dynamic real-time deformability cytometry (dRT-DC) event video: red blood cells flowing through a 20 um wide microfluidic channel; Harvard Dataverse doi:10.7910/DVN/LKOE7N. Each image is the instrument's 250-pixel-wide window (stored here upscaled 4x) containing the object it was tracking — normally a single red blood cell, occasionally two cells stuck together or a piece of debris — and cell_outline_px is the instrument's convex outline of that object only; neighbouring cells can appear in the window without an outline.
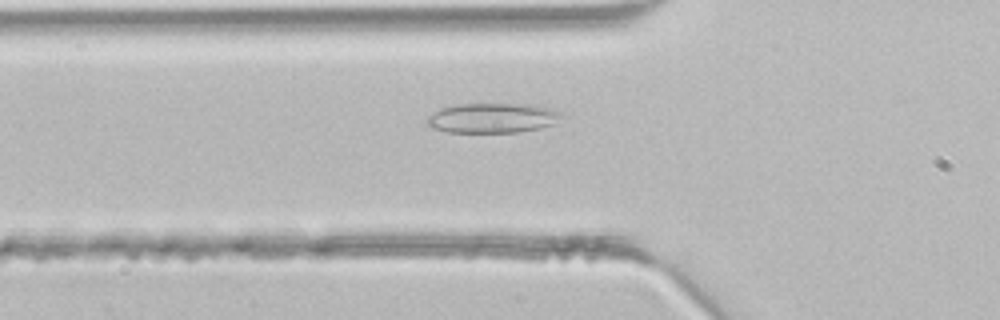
{"species": "common noctule bat (a hibernating species)", "species_latin": "Nyctalus noctula", "temperature_condition": "room temperature", "stored_images_in_passage": 28, "camera_frame_rate_fps": 3000, "um_per_image_px": 0.085, "animal": {"sex": "male", "body_mass_g": 21.5, "forearm_length_mm": 52.0}, "frame": {"image": 1, "passage_image": 3, "time_ms": 0.667, "image_size_px": [1000, 320], "cell_outline_px": [[568, 116], [552, 124], [540, 128], [516, 132], [444, 132], [432, 128], [428, 124], [428, 116], [432, 112], [440, 108], [460, 104], [536, 104], [564, 112]], "centroid_in_image_um": [41.93, 10.02], "position_along_channel_um": 83.9, "area_um2": 23.7}}
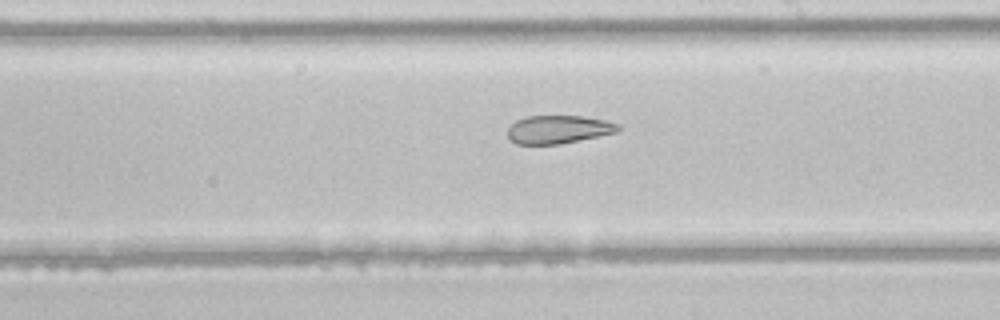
{"frame": {"image": 2, "passage_image": 13, "time_ms": 4.0, "image_size_px": [1000, 320], "cell_outline_px": [[620, 132], [560, 144], [516, 144], [508, 140], [508, 128], [516, 120], [528, 116], [580, 116], [604, 120], [616, 124], [620, 128]], "centroid_in_image_um": [47.44, 11.01], "position_along_channel_um": 241.6, "area_um2": 18.15}}
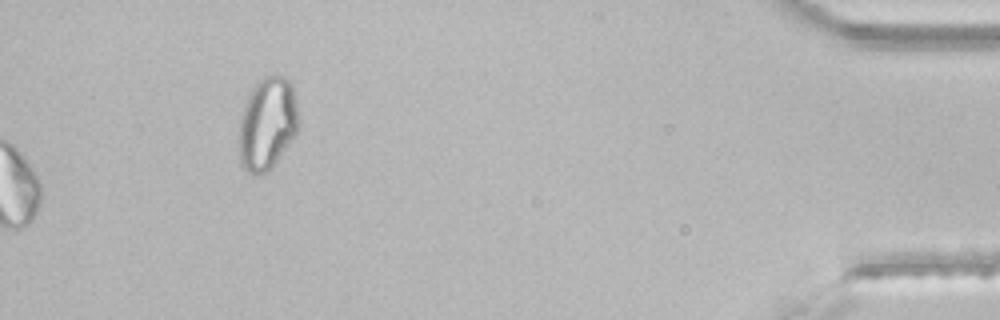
{"frame": {"image": 3, "passage_image": 28, "time_ms": 9.0, "image_size_px": [1000, 320], "cell_outline_px": [[300, 124], [296, 132], [272, 168], [268, 172], [260, 176], [248, 172], [240, 164], [236, 148], [236, 140], [240, 112], [252, 88], [264, 76], [276, 72], [292, 80], [296, 100]], "centroid_in_image_um": [22.68, 10.5], "position_along_channel_um": 412.5, "area_um2": 33.52}}